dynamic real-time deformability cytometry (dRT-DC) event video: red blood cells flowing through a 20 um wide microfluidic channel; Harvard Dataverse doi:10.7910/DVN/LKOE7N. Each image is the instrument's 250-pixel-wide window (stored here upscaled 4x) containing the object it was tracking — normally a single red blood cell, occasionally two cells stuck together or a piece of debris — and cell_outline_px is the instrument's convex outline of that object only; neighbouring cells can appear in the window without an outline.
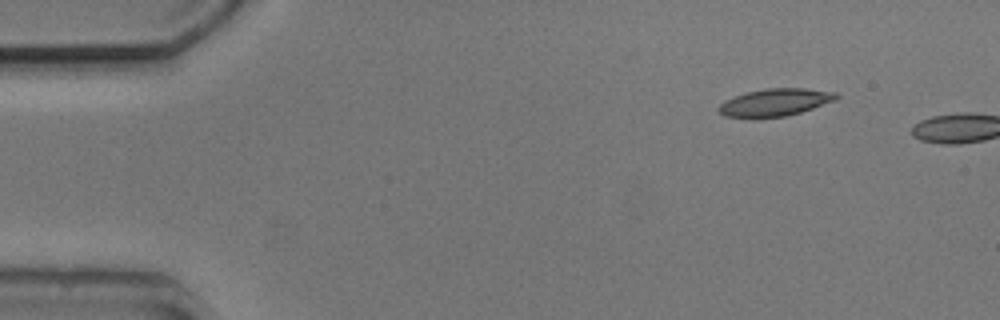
{"species": "common noctule bat (a hibernating species)", "species_latin": "Nyctalus noctula", "temperature_condition": "cold", "stored_images_in_passage": 3, "camera_frame_rate_fps": 3000, "um_per_image_px": 0.085, "animal": {"sex": "male", "body_mass_g": 20.5, "forearm_length_mm": 52.5}, "frame": {"image": 1, "passage_image": 3, "time_ms": 2.333, "image_size_px": [1000, 320], "cell_outline_px": [[840, 96], [836, 100], [800, 112], [784, 116], [752, 120], [724, 116], [716, 108], [724, 100], [748, 92], [768, 88], [804, 88], [836, 92]], "centroid_in_image_um": [65.83, 8.73], "position_along_channel_um": 19.2, "area_um2": 19.13}}